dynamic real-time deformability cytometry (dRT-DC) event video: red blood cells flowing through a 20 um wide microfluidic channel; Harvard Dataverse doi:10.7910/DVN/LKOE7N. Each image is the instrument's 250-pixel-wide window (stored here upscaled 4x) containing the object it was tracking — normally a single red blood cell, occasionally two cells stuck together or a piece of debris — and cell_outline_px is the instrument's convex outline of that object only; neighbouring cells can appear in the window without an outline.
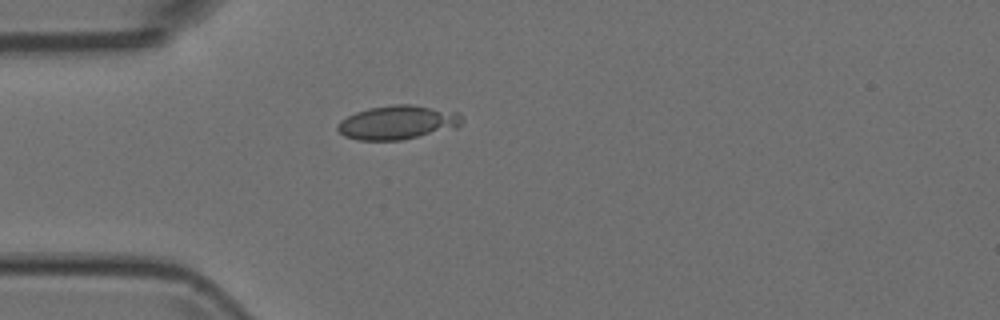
{"species": "Egyptian fruit bat (a non-hibernating species)", "species_latin": "Rousettus aegyptiacus", "temperature_condition": "room temperature", "stored_images_in_passage": 4, "camera_frame_rate_fps": 3000, "um_per_image_px": 0.085, "animal": {"sex": "female"}, "frame": {"image": 1, "passage_image": 4, "time_ms": 1.0, "image_size_px": [1000, 320], "cell_outline_px": [[464, 120], [456, 128], [400, 140], [356, 140], [344, 136], [336, 128], [336, 124], [340, 120], [356, 112], [368, 108], [392, 104], [408, 104], [460, 112]], "centroid_in_image_um": [33.79, 10.4], "position_along_channel_um": 51.2, "area_um2": 24.68}}